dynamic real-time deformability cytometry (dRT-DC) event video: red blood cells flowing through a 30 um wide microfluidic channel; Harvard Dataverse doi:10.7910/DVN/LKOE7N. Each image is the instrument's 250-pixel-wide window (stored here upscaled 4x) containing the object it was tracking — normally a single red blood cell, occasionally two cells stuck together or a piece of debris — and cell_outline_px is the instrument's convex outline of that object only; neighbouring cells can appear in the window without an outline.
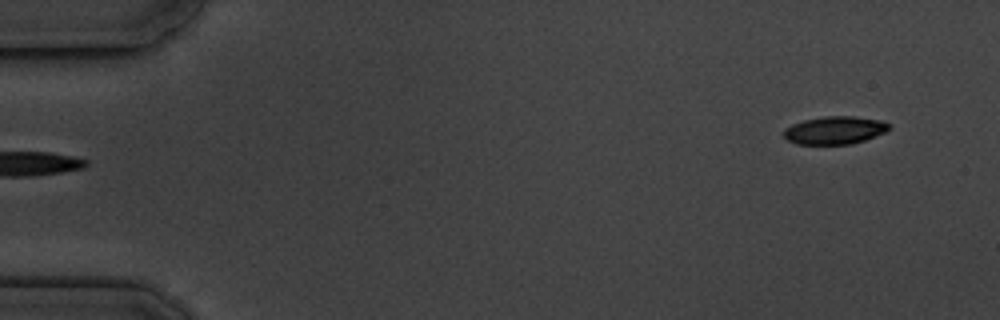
{"species": "common noctule bat (a hibernating species)", "species_latin": "Nyctalus noctula", "temperature_condition": "cold", "stored_images_in_passage": 5, "segment_of_instrument_passage": [2, 2], "camera_frame_rate_fps": 3000, "um_per_image_px": 0.085, "animal": {"sex": "male", "body_mass_g": 19.5, "forearm_length_mm": 54.6}, "frame": {"image": 1, "passage_image": 5, "time_ms": 4.667, "image_size_px": [1000, 320], "cell_outline_px": [[892, 128], [884, 132], [864, 140], [852, 144], [796, 144], [788, 140], [784, 136], [784, 128], [792, 124], [804, 120], [824, 116], [852, 116], [880, 120], [888, 124]], "centroid_in_image_um": [70.93, 11.07], "position_along_channel_um": 14.1, "area_um2": 16.99}}